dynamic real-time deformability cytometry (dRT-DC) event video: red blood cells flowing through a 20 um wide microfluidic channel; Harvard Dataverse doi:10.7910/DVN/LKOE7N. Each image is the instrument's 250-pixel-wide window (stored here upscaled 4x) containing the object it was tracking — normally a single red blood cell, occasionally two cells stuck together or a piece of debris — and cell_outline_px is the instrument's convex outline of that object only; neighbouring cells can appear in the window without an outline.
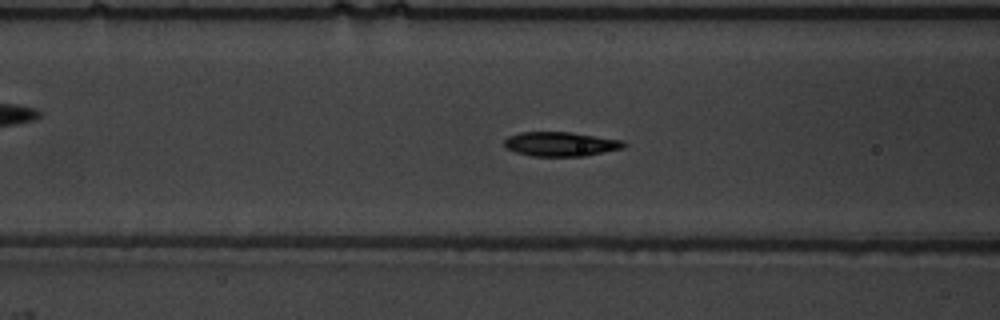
{"species": "common noctule bat (a hibernating species)", "species_latin": "Nyctalus noctula", "temperature_condition": "warm", "stored_images_in_passage": 39, "camera_frame_rate_fps": 3000, "um_per_image_px": 0.085, "animal": {"sex": "male", "body_mass_g": 19.5, "forearm_length_mm": 54.6}, "frame": {"image": 1, "passage_image": 6, "time_ms": 1.667, "image_size_px": [1000, 320], "cell_outline_px": [[628, 144], [624, 148], [584, 156], [532, 156], [516, 152], [504, 148], [504, 140], [508, 136], [520, 132], [572, 132], [624, 140]], "centroid_in_image_um": [47.67, 12.24], "position_along_channel_um": 118.9, "area_um2": 17.17}}
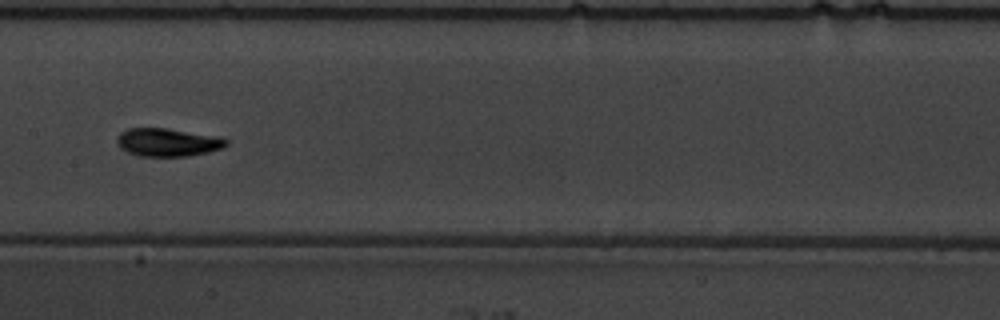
{"frame": {"image": 2, "passage_image": 12, "time_ms": 3.667, "image_size_px": [1000, 320], "cell_outline_px": [[228, 144], [224, 148], [208, 152], [188, 156], [140, 156], [128, 152], [120, 148], [116, 140], [120, 132], [128, 128], [168, 128], [220, 136], [228, 140]], "centroid_in_image_um": [14.29, 12.09], "position_along_channel_um": 193.1, "area_um2": 18.09}}
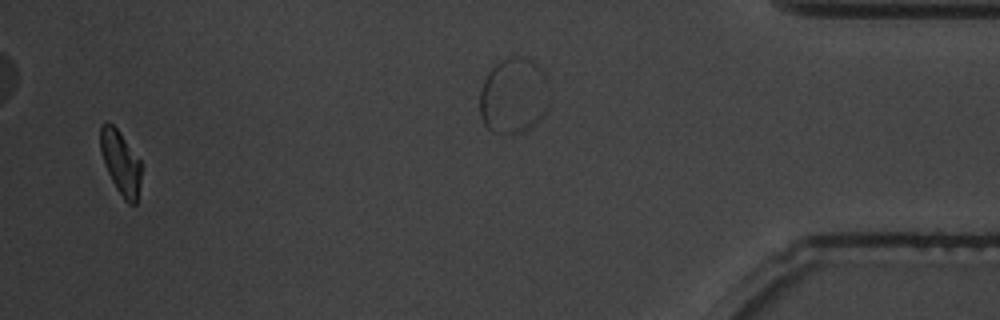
{"frame": {"image": 3, "passage_image": 37, "time_ms": 12.0, "image_size_px": [1000, 320], "cell_outline_px": [[140, 184], [136, 204], [128, 204], [124, 200], [116, 188], [104, 164], [100, 152], [100, 124], [104, 120], [108, 120], [120, 132], [140, 160]], "centroid_in_image_um": [10.22, 13.78], "position_along_channel_um": 425.0, "area_um2": 15.26}, "authors_computed_cell_mechanics": {"area_um2": 17.1666, "velocity_mm_per_s": 3.7095, "shape_relaxation_time_tau1_ms": 3.0591, "shape_relaxation_time_tau2_ms": 1.5394, "deformation_change_tau1": 0.1425, "deformation_change_tau2": 0.0511}}